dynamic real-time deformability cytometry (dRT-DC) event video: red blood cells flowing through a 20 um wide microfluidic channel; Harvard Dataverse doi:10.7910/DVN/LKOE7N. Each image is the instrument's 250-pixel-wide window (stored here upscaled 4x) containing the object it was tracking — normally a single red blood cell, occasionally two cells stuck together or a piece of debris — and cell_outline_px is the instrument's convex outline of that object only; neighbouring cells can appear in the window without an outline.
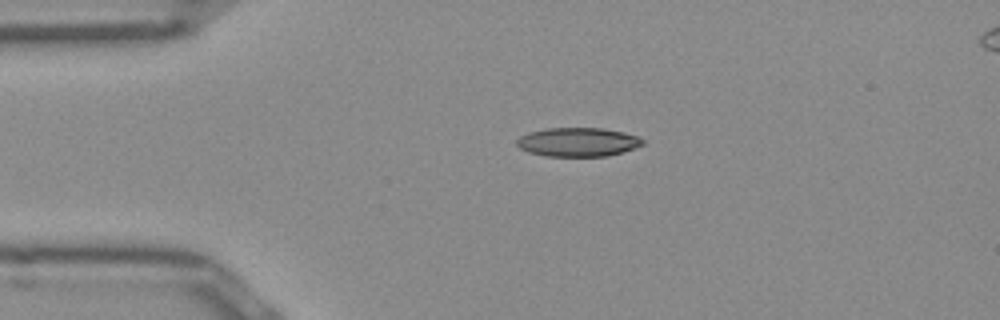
{"species": "Egyptian fruit bat (a non-hibernating species)", "species_latin": "Rousettus aegyptiacus", "temperature_condition": "room temperature", "stored_images_in_passage": 41, "camera_frame_rate_fps": 3000, "um_per_image_px": 0.085, "frame": {"image": 1, "passage_image": 1, "time_ms": 0.0, "image_size_px": [1000, 320], "cell_outline_px": [[644, 144], [624, 152], [608, 156], [544, 156], [528, 152], [520, 148], [516, 144], [516, 140], [520, 136], [532, 132], [548, 128], [604, 128], [636, 136], [644, 140]], "centroid_in_image_um": [49.12, 12.08], "position_along_channel_um": 35.9, "area_um2": 21.1}}
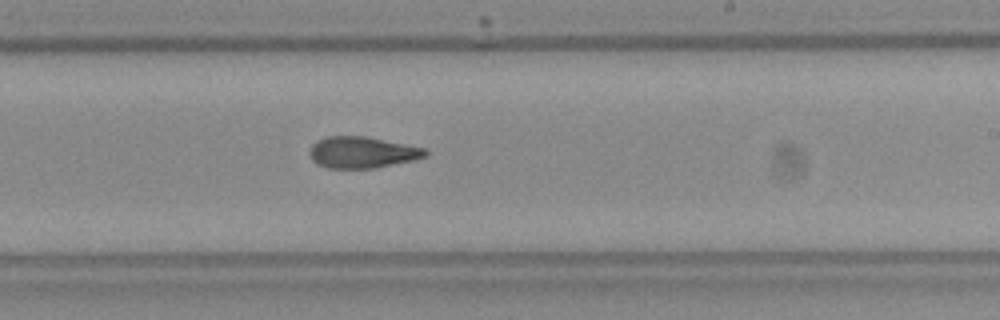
{"frame": {"image": 2, "passage_image": 20, "time_ms": 6.333, "image_size_px": [1000, 320], "cell_outline_px": [[428, 156], [416, 160], [376, 168], [328, 168], [316, 164], [312, 160], [308, 152], [312, 144], [316, 140], [328, 136], [364, 136], [424, 148], [428, 152]], "centroid_in_image_um": [30.77, 12.96], "position_along_channel_um": 258.2, "area_um2": 21.33}}
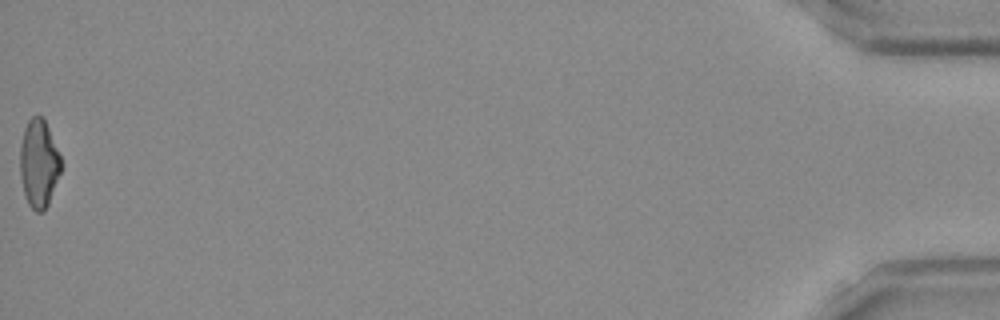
{"frame": {"image": 3, "passage_image": 41, "time_ms": 13.333, "image_size_px": [1000, 320], "cell_outline_px": [[64, 164], [48, 204], [44, 212], [36, 212], [28, 204], [24, 196], [20, 176], [20, 144], [24, 128], [28, 120], [32, 116], [44, 116]], "centroid_in_image_um": [3.31, 13.89], "position_along_channel_um": 431.9, "area_um2": 21.5}, "authors_computed_cell_mechanics": {"area_um2": 21.5594, "velocity_mm_per_s": 3.9943, "shape_relaxation_time_tau1_ms": 9.226, "shape_relaxation_time_tau2_ms": 4.5878, "deformation_change_tau1": 0.2414, "deformation_change_tau2": 0.1214}}